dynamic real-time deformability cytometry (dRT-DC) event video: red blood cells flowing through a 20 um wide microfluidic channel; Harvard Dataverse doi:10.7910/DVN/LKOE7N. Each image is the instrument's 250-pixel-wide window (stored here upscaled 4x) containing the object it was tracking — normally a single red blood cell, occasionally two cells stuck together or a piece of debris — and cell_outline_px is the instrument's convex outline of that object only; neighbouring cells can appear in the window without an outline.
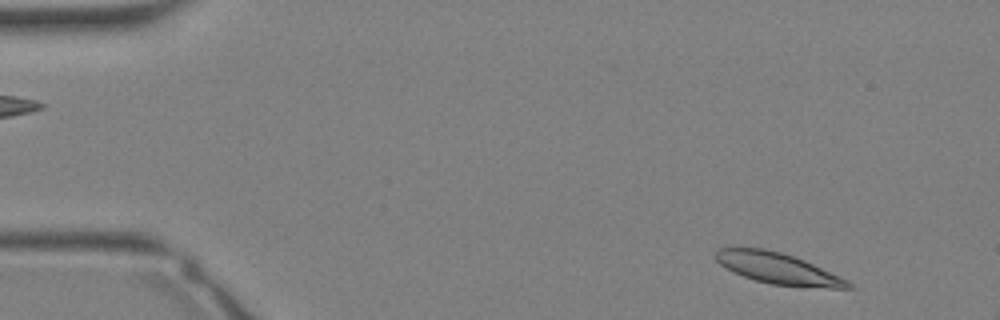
{"species": "Egyptian fruit bat (a non-hibernating species)", "species_latin": "Rousettus aegyptiacus", "temperature_condition": "warm", "stored_images_in_passage": 8, "camera_frame_rate_fps": 3000, "um_per_image_px": 0.085, "animal": {"sex": "female"}, "frame": {"image": 1, "passage_image": 1, "time_ms": 0.0, "image_size_px": [1000, 320], "cell_outline_px": [[856, 288], [828, 288], [772, 284], [756, 280], [744, 276], [720, 264], [712, 256], [716, 248], [764, 248], [780, 252], [804, 260], [840, 276], [848, 280]], "centroid_in_image_um": [66.12, 22.81], "position_along_channel_um": 18.9, "area_um2": 23.76}}